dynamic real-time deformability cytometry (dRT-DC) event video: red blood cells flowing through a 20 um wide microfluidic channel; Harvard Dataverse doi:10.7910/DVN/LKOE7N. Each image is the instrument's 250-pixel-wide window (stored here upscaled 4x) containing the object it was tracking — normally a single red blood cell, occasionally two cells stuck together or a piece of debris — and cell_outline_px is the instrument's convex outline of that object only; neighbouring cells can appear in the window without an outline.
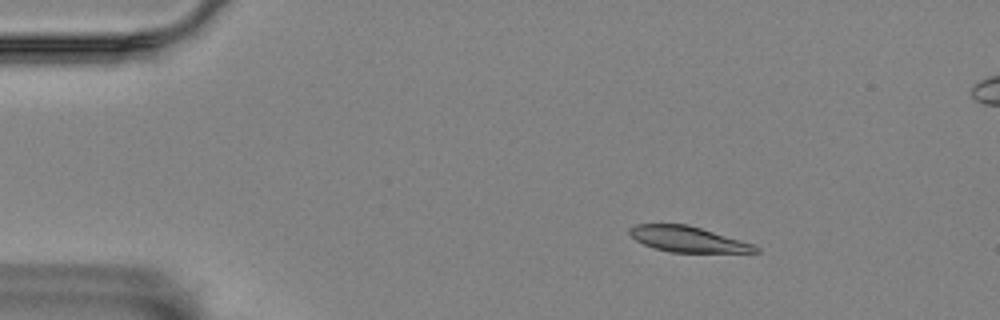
{"species": "Egyptian fruit bat (a non-hibernating species)", "species_latin": "Rousettus aegyptiacus", "temperature_condition": "room temperature", "stored_images_in_passage": 5, "segment_of_instrument_passage": [1, 2], "camera_frame_rate_fps": 3000, "um_per_image_px": 0.085, "animal": {"sex": "female"}, "frame": {"image": 1, "passage_image": 3, "time_ms": 0.667, "image_size_px": [1000, 320], "cell_outline_px": [[760, 252], [672, 252], [656, 248], [644, 244], [636, 240], [628, 232], [628, 228], [636, 224], [688, 224], [740, 240], [752, 244], [760, 248]], "centroid_in_image_um": [58.44, 20.32], "position_along_channel_um": 26.6, "area_um2": 18.5}}